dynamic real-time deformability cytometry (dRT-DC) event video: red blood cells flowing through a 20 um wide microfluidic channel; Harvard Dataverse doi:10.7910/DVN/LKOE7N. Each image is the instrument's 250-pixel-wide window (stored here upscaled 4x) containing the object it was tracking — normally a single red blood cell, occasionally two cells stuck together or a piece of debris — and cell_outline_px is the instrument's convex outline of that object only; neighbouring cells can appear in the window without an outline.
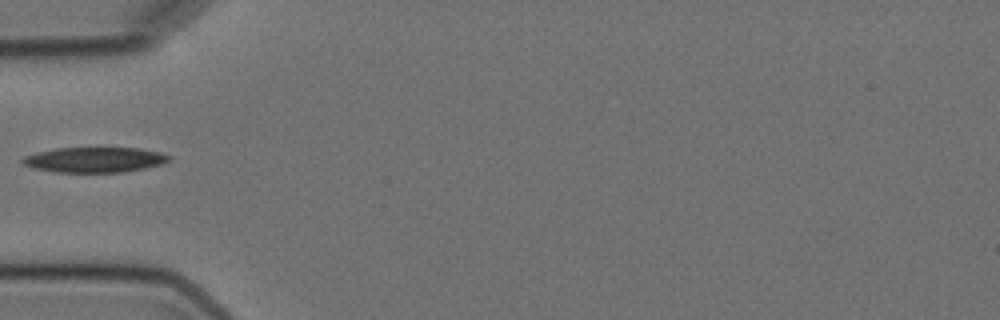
{"species": "Egyptian fruit bat (a non-hibernating species)", "species_latin": "Rousettus aegyptiacus", "temperature_condition": "cold", "stored_images_in_passage": 1, "camera_frame_rate_fps": 3000, "um_per_image_px": 0.085, "animal": {"sex": "female"}, "frame": {"image": 1, "passage_image": 1, "time_ms": 0.0, "image_size_px": [1000, 320], "cell_outline_px": [[172, 156], [168, 160], [160, 164], [144, 168], [124, 172], [56, 172], [32, 168], [20, 164], [20, 160], [24, 156], [36, 152], [56, 148], [136, 148], [160, 152]], "centroid_in_image_um": [7.97, 13.58], "position_along_channel_um": 77.0, "area_um2": 21.56}}